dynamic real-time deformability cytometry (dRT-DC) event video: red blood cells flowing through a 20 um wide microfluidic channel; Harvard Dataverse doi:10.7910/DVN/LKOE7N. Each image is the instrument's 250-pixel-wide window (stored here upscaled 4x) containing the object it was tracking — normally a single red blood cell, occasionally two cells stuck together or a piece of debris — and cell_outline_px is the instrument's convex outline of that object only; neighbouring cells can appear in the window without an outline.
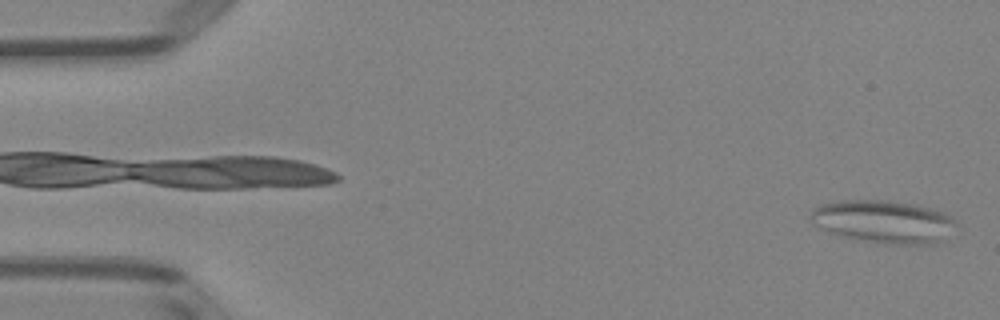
{"species": "Egyptian fruit bat (a non-hibernating species)", "species_latin": "Rousettus aegyptiacus", "temperature_condition": "room temperature", "stored_images_in_passage": 50, "camera_frame_rate_fps": 3000, "um_per_image_px": 0.085, "animal": {"sex": "female"}, "frame": {"image": 1, "passage_image": 1, "time_ms": 0.0, "image_size_px": [1000, 320], "cell_outline_px": [[960, 224], [944, 244], [884, 244], [856, 240], [820, 228], [812, 224], [808, 216], [820, 204], [840, 200], [888, 200], [916, 204], [952, 216]], "centroid_in_image_um": [75.19, 18.86], "position_along_channel_um": 9.8, "area_um2": 37.11}}
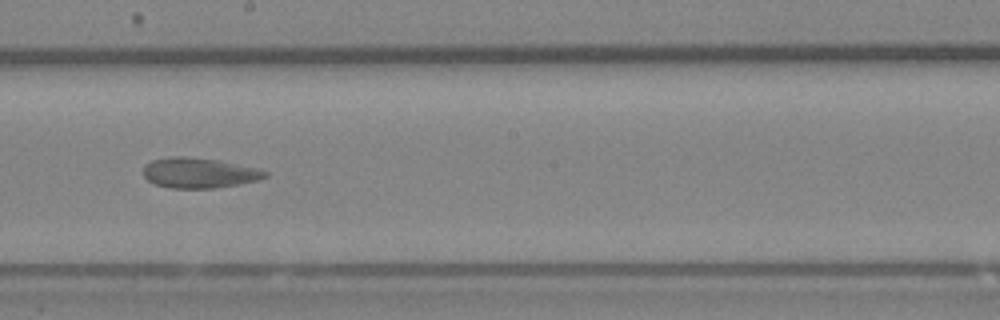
{"frame": {"image": 2, "passage_image": 28, "time_ms": 9.0, "image_size_px": [1000, 320], "cell_outline_px": [[268, 176], [256, 180], [236, 184], [212, 188], [172, 188], [156, 184], [148, 180], [144, 176], [144, 164], [152, 160], [168, 156], [184, 156], [220, 160], [256, 168], [268, 172]], "centroid_in_image_um": [16.89, 14.68], "position_along_channel_um": 231.3, "area_um2": 21.33}}
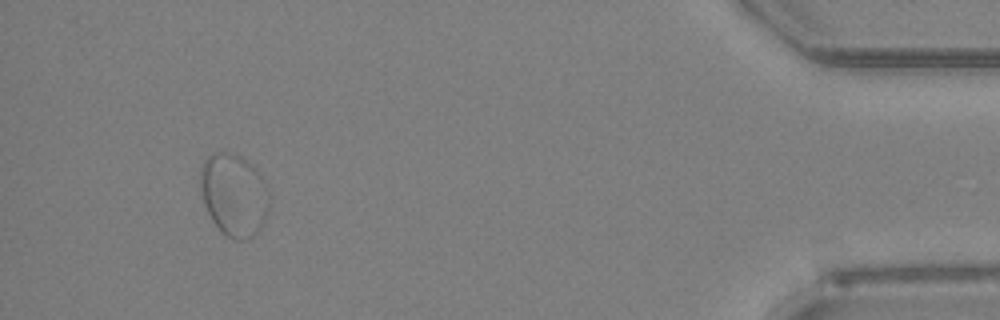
{"frame": {"image": 3, "passage_image": 47, "time_ms": 15.333, "image_size_px": [1000, 320], "cell_outline_px": [[268, 212], [260, 228], [252, 236], [244, 240], [232, 240], [220, 232], [212, 220], [204, 204], [200, 188], [200, 168], [204, 160], [208, 156], [216, 152], [232, 152], [240, 156], [252, 164], [264, 180], [268, 192]], "centroid_in_image_um": [19.86, 16.56], "position_along_channel_um": 415.3, "area_um2": 33.29}, "authors_computed_cell_mechanics": {"area_um2": 26.4724, "velocity_mm_per_s": 3.958, "shape_relaxation_time_tau1_ms": null, "shape_relaxation_time_tau2_ms": 2.5693, "deformation_change_tau1": null, "deformation_change_tau2": 0.0773}}